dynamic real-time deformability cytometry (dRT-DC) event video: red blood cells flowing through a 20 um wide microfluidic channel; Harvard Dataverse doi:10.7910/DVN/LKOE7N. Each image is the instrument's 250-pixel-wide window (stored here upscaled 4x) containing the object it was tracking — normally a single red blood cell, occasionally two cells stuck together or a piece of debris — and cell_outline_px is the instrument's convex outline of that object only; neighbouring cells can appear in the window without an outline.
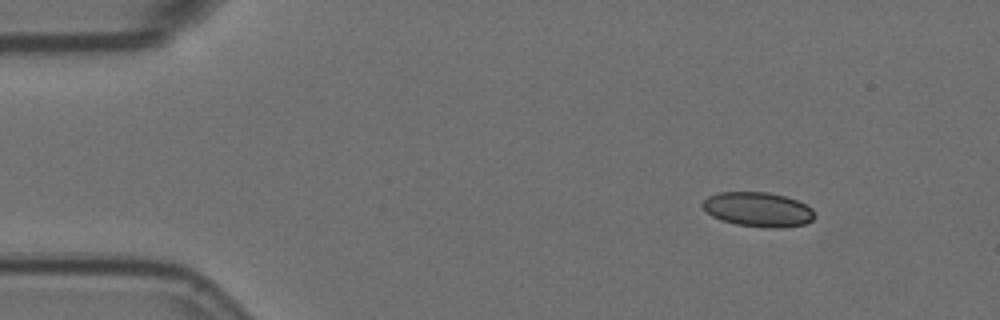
{"species": "Egyptian fruit bat (a non-hibernating species)", "species_latin": "Rousettus aegyptiacus", "temperature_condition": "room temperature", "stored_images_in_passage": 3, "camera_frame_rate_fps": 3000, "um_per_image_px": 0.085, "animal": {"sex": "female"}, "frame": {"image": 1, "passage_image": 1, "time_ms": 0.0, "image_size_px": [1000, 320], "cell_outline_px": [[816, 216], [812, 220], [804, 224], [784, 228], [768, 228], [736, 224], [720, 220], [712, 216], [700, 204], [708, 196], [720, 192], [768, 192], [784, 196], [796, 200], [812, 208]], "centroid_in_image_um": [64.44, 17.81], "position_along_channel_um": 20.6, "area_um2": 22.6}}